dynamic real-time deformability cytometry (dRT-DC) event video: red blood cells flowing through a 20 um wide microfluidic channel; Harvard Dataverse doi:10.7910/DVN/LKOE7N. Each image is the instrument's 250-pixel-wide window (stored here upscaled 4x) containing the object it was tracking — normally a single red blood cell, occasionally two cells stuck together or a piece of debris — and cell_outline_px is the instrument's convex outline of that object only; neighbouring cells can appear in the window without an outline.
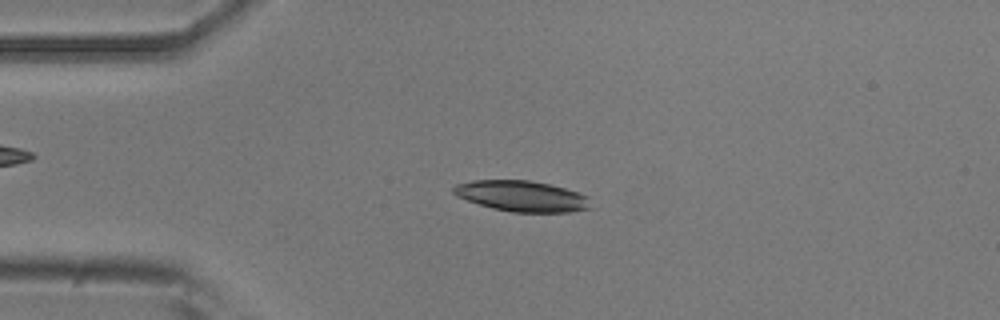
{"species": "common noctule bat (a hibernating species)", "species_latin": "Nyctalus noctula", "temperature_condition": "room temperature", "stored_images_in_passage": 50, "camera_frame_rate_fps": 3000, "um_per_image_px": 0.085, "animal": {"sex": "male", "body_mass_g": 20.5, "forearm_length_mm": 52.5}, "frame": {"image": 1, "passage_image": 11, "time_ms": 3.333, "image_size_px": [1000, 320], "cell_outline_px": [[592, 208], [568, 212], [512, 212], [492, 208], [456, 196], [452, 192], [452, 188], [456, 184], [472, 180], [528, 180], [548, 184], [564, 188], [588, 196]], "centroid_in_image_um": [44.34, 16.67], "position_along_channel_um": 40.7, "area_um2": 24.51}}
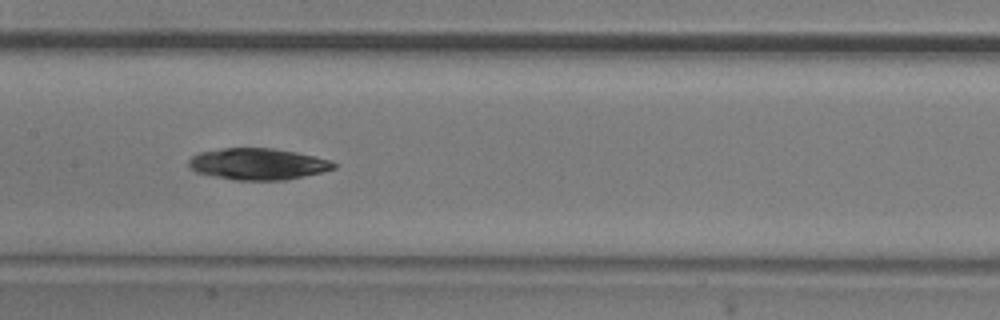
{"frame": {"image": 2, "passage_image": 24, "time_ms": 7.667, "image_size_px": [1000, 320], "cell_outline_px": [[336, 168], [320, 172], [284, 180], [236, 180], [196, 172], [188, 164], [188, 160], [192, 156], [200, 152], [224, 148], [272, 148], [296, 152], [332, 160], [336, 164]], "centroid_in_image_um": [21.93, 13.93], "position_along_channel_um": 185.5, "area_um2": 26.36}}
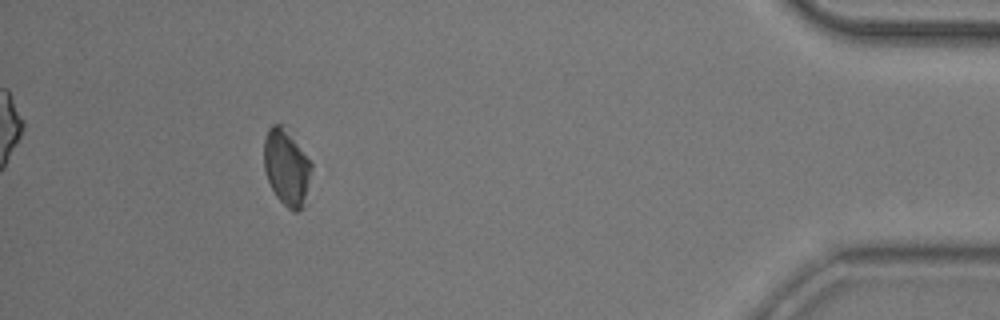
{"frame": {"image": 3, "passage_image": 46, "time_ms": 15.0, "image_size_px": [1000, 320], "cell_outline_px": [[312, 168], [304, 208], [296, 212], [292, 212], [276, 196], [268, 180], [264, 168], [264, 136], [268, 128], [272, 124], [280, 124], [312, 164]], "centroid_in_image_um": [24.34, 14.28], "position_along_channel_um": 410.9, "area_um2": 20.69}, "authors_computed_cell_mechanics": {"area_um2": 25.5765, "velocity_mm_per_s": 3.8739, "shape_relaxation_time_tau1_ms": 3.6956, "shape_relaxation_time_tau2_ms": null, "deformation_change_tau1": 0.103, "deformation_change_tau2": null}}